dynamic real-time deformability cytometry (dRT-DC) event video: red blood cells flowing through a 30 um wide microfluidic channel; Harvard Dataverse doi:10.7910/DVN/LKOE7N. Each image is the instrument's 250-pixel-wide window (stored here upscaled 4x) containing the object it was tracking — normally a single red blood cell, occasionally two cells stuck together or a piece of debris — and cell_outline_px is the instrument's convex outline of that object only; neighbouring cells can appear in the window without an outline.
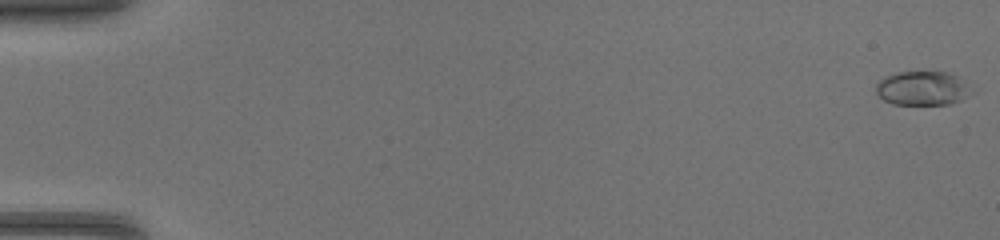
{"species": "common noctule bat (a hibernating species)", "species_latin": "Nyctalus noctula", "temperature_condition": "warm", "stored_images_in_passage": 47, "camera_frame_rate_fps": 3000, "um_per_image_px": 0.085, "animal": {"sex": "female", "body_mass_g": 17.0, "forearm_length_mm": 48.0}, "frame": {"image": 1, "passage_image": 1, "time_ms": 0.0, "image_size_px": [1000, 240], "cell_outline_px": [[976, 92], [960, 100], [948, 104], [892, 104], [884, 100], [876, 92], [876, 84], [884, 76], [896, 72], [948, 72], [964, 80]], "centroid_in_image_um": [78.44, 7.5], "position_along_channel_um": 6.6, "area_um2": 19.13}}
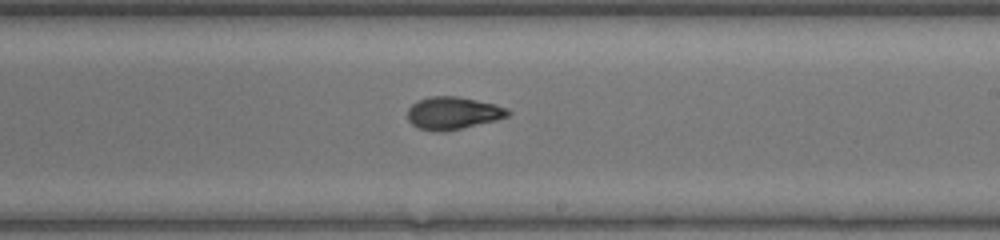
{"frame": {"image": 2, "passage_image": 29, "time_ms": 9.333, "image_size_px": [1000, 240], "cell_outline_px": [[512, 112], [508, 116], [496, 120], [460, 128], [440, 132], [436, 132], [416, 128], [408, 120], [408, 108], [416, 100], [428, 96], [456, 96], [496, 104], [508, 108]], "centroid_in_image_um": [38.48, 9.6], "position_along_channel_um": 250.5, "area_um2": 19.13}}
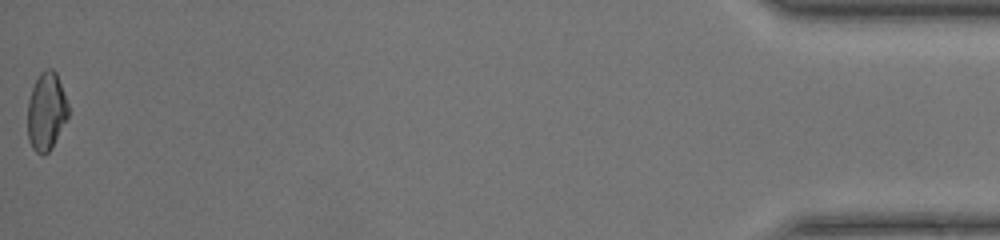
{"frame": {"image": 3, "passage_image": 47, "time_ms": 15.333, "image_size_px": [1000, 240], "cell_outline_px": [[68, 116], [52, 148], [48, 152], [36, 152], [32, 148], [28, 140], [28, 100], [32, 88], [40, 72], [44, 68], [52, 68], [56, 72], [68, 104]], "centroid_in_image_um": [3.93, 9.44], "position_along_channel_um": 431.3, "area_um2": 18.32}}